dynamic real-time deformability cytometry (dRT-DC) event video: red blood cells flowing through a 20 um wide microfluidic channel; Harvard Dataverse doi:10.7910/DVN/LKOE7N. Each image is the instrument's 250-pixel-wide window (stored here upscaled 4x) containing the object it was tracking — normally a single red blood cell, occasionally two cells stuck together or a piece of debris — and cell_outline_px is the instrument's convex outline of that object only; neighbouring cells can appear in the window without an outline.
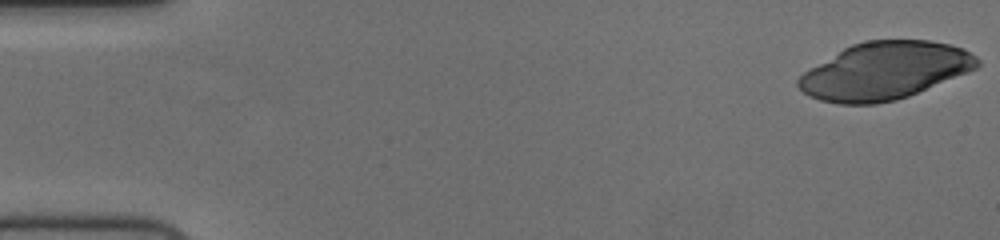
{"species": "human", "species_latin": "Homo sapiens", "temperature_condition": "cold", "stored_images_in_passage": 42, "camera_frame_rate_fps": 3000, "um_per_image_px": 0.085, "donor": {"sex": "female"}, "frame": {"image": 1, "passage_image": 1, "time_ms": 0.0, "image_size_px": [1000, 240], "cell_outline_px": [[980, 64], [976, 68], [908, 96], [896, 100], [876, 104], [840, 104], [820, 100], [808, 96], [796, 84], [796, 80], [804, 72], [844, 48], [852, 44], [864, 40], [928, 40], [948, 44], [964, 48], [976, 56], [980, 60]], "centroid_in_image_um": [75.18, 6.02], "position_along_channel_um": 9.8, "area_um2": 59.42}}